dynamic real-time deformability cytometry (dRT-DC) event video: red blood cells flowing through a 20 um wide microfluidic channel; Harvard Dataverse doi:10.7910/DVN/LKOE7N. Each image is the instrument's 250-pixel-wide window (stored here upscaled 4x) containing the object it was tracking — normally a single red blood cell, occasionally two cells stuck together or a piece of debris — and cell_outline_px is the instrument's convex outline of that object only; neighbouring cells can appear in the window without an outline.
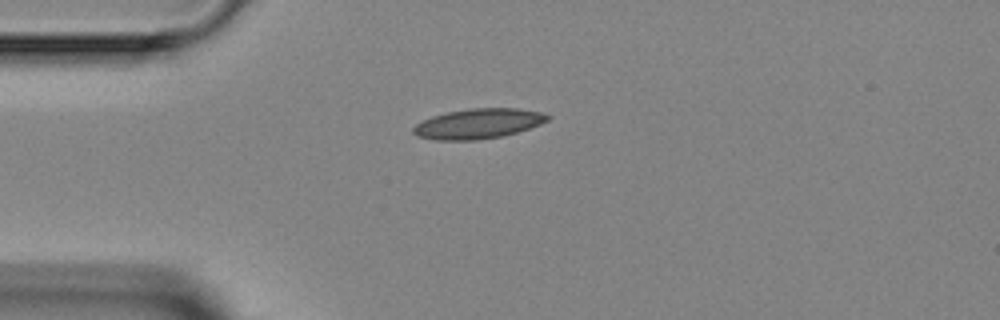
{"species": "Egyptian fruit bat (a non-hibernating species)", "species_latin": "Rousettus aegyptiacus", "temperature_condition": "room temperature", "stored_images_in_passage": 1, "camera_frame_rate_fps": 3000, "um_per_image_px": 0.085, "animal": {"sex": "female"}, "frame": {"image": 1, "passage_image": 1, "time_ms": 0.0, "image_size_px": [1000, 320], "cell_outline_px": [[552, 116], [548, 120], [540, 124], [516, 132], [500, 136], [476, 140], [436, 140], [416, 136], [412, 132], [412, 128], [416, 124], [432, 116], [448, 112], [468, 108], [520, 108], [540, 112]], "centroid_in_image_um": [40.63, 10.5], "position_along_channel_um": 44.4, "area_um2": 23.41}}